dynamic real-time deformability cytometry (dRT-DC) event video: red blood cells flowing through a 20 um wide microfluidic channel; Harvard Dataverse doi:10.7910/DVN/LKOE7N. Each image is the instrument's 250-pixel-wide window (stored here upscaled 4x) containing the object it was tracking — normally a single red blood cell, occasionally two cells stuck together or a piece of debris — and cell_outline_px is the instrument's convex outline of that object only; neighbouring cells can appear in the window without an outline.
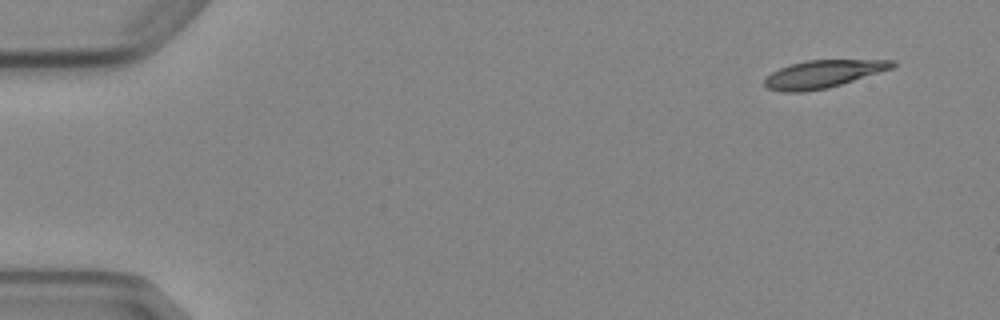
{"species": "Egyptian fruit bat (a non-hibernating species)", "species_latin": "Rousettus aegyptiacus", "temperature_condition": "cold", "stored_images_in_passage": 6, "camera_frame_rate_fps": 3000, "um_per_image_px": 0.085, "animal": {"sex": "female"}, "frame": {"image": 1, "passage_image": 1, "time_ms": 0.0, "image_size_px": [1000, 320], "cell_outline_px": [[896, 64], [892, 68], [828, 88], [804, 92], [784, 92], [764, 88], [764, 80], [772, 72], [788, 64], [804, 60], [896, 60]], "centroid_in_image_um": [69.9, 6.29], "position_along_channel_um": 15.1, "area_um2": 20.58}}
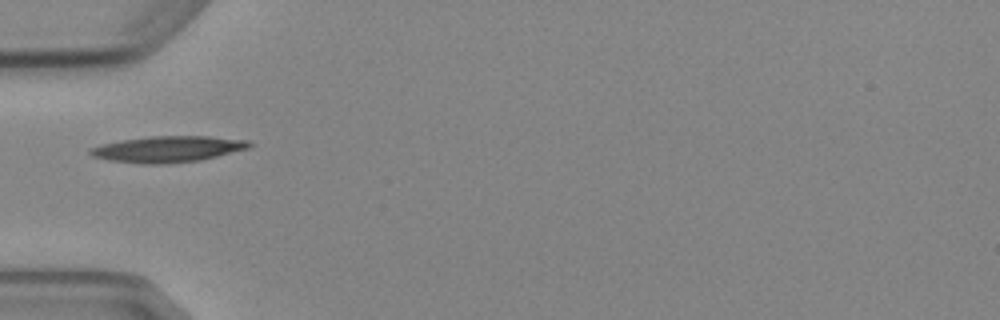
{"frame": {"image": 2, "passage_image": 5, "time_ms": 4.667, "image_size_px": [1000, 320], "cell_outline_px": [[252, 148], [200, 160], [164, 164], [144, 164], [108, 160], [92, 156], [88, 152], [92, 148], [100, 144], [120, 140], [152, 136], [208, 136], [252, 140]], "centroid_in_image_um": [14.32, 12.67], "position_along_channel_um": 70.7, "area_um2": 24.45}}
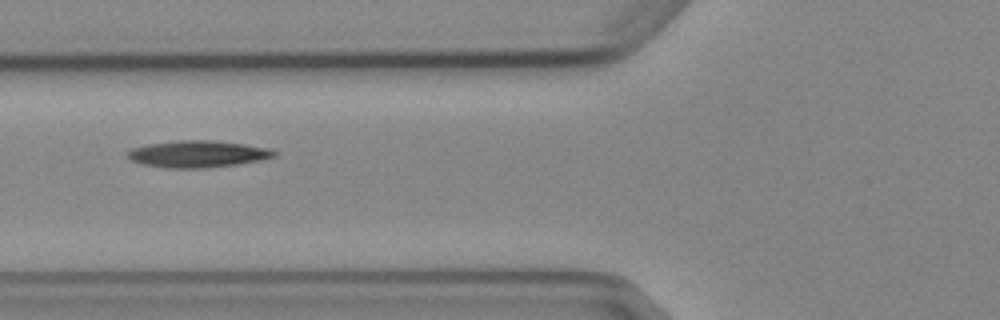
{"frame": {"image": 3, "passage_image": 6, "time_ms": 5.667, "image_size_px": [1000, 320], "cell_outline_px": [[276, 156], [260, 160], [236, 164], [208, 168], [164, 168], [140, 164], [124, 156], [124, 152], [132, 148], [148, 144], [180, 140], [208, 140], [244, 144], [268, 148], [276, 152]], "centroid_in_image_um": [16.73, 13.1], "position_along_channel_um": 109.1, "area_um2": 23.0}}